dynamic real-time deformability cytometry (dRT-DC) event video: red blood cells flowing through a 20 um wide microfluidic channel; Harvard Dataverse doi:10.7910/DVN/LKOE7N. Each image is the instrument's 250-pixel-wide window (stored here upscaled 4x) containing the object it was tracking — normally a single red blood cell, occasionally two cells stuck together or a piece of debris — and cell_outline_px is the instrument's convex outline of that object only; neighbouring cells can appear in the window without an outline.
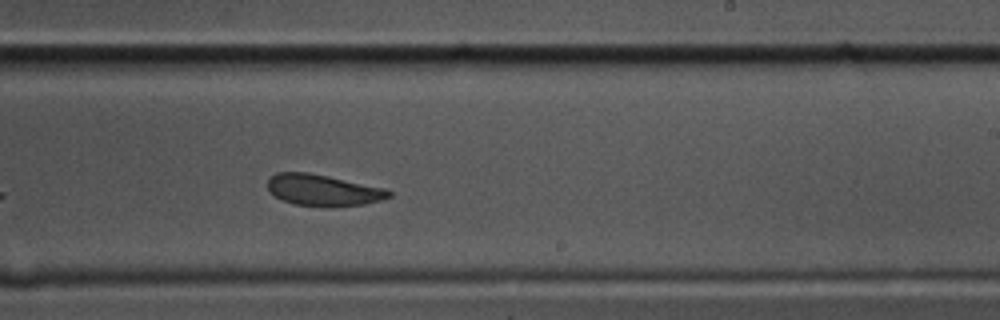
{"species": "common noctule bat (a hibernating species)", "species_latin": "Nyctalus noctula", "temperature_condition": "cold", "stored_images_in_passage": 24, "camera_frame_rate_fps": 3000, "um_per_image_px": 0.085, "animal": {"sex": "male", "body_mass_g": 17.5, "forearm_length_mm": 52.3}, "frame": {"image": 1, "passage_image": 21, "time_ms": 6.667, "image_size_px": [1000, 320], "cell_outline_px": [[392, 196], [384, 200], [364, 204], [292, 204], [280, 200], [268, 188], [268, 180], [276, 172], [308, 172], [328, 176], [384, 188], [392, 192]], "centroid_in_image_um": [27.46, 16.12], "position_along_channel_um": 261.5, "area_um2": 21.39}}